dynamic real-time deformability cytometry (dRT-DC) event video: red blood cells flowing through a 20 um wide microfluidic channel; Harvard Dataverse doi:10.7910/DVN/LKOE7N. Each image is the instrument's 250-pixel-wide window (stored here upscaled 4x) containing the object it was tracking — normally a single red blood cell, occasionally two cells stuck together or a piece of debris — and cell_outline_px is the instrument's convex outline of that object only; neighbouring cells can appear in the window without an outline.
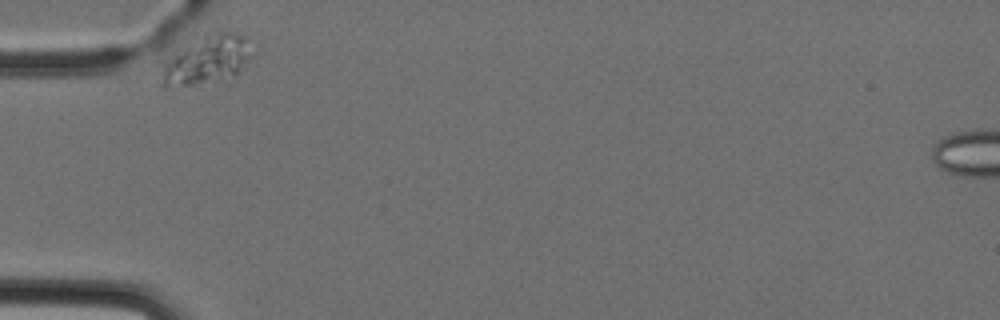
{"species": "Egyptian fruit bat (a non-hibernating species)", "species_latin": "Rousettus aegyptiacus", "temperature_condition": "cold", "stored_images_in_passage": 3, "camera_frame_rate_fps": 3000, "um_per_image_px": 0.085, "animal": {"sex": "female"}, "frame": {"image": 1, "passage_image": 1, "time_ms": 0.0, "image_size_px": [1000, 320], "cell_outline_px": [[256, 52], [236, 72], [192, 84], [164, 88], [160, 88], [160, 84], [164, 64], [176, 56], [220, 28], [236, 32], [248, 36]], "centroid_in_image_um": [17.71, 5.03], "position_along_channel_um": 67.3, "area_um2": 24.04}}
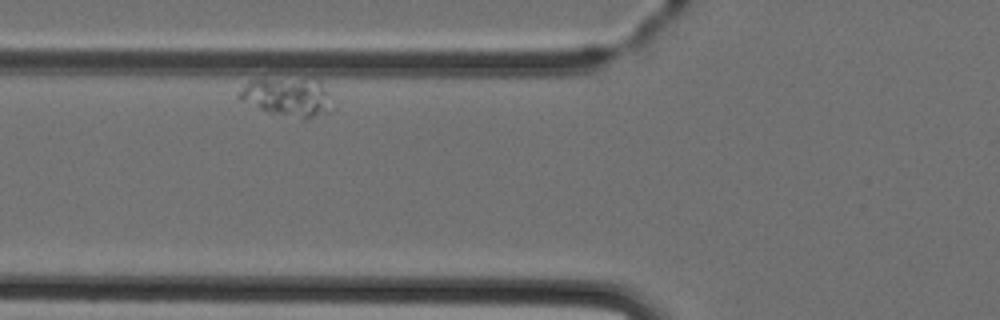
{"frame": {"image": 2, "passage_image": 2, "time_ms": 1.333, "image_size_px": [1000, 320], "cell_outline_px": [[328, 112], [308, 120], [304, 120], [272, 116], [240, 100], [236, 96], [240, 88], [248, 80], [304, 76], [320, 80], [328, 92]], "centroid_in_image_um": [24.37, 8.24], "position_along_channel_um": 101.4, "area_um2": 22.25}}
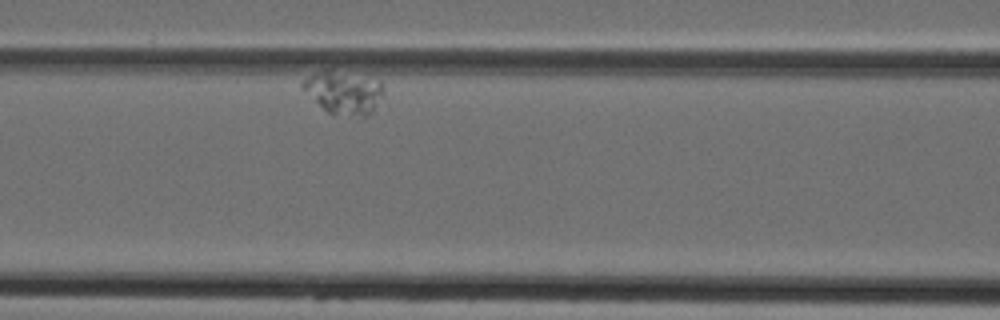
{"frame": {"image": 3, "passage_image": 3, "time_ms": 2.667, "image_size_px": [1000, 320], "cell_outline_px": [[384, 96], [372, 112], [368, 116], [360, 120], [332, 116], [300, 88], [300, 84], [308, 76], [316, 72], [328, 68], [332, 68], [380, 80], [384, 84]], "centroid_in_image_um": [29.25, 7.89], "position_along_channel_um": 137.3, "area_um2": 21.62}}